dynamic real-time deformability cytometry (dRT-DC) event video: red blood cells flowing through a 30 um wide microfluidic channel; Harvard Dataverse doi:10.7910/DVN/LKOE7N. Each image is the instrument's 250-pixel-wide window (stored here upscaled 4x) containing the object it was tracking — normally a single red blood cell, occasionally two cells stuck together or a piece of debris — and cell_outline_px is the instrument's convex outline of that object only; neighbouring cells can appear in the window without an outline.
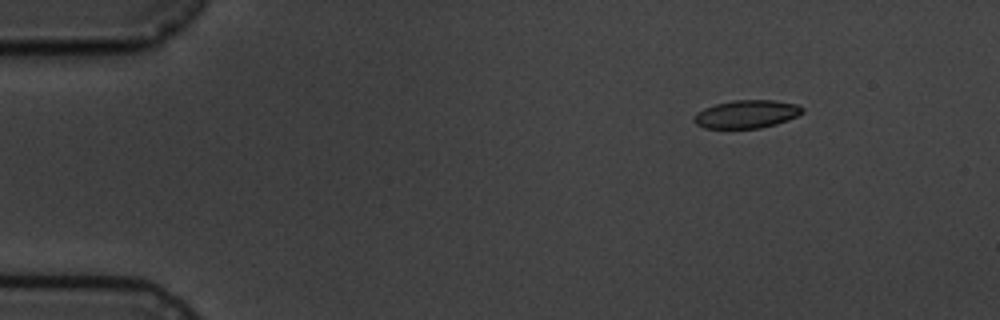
{"species": "common noctule bat (a hibernating species)", "species_latin": "Nyctalus noctula", "temperature_condition": "cold", "stored_images_in_passage": 4, "camera_frame_rate_fps": 3000, "um_per_image_px": 0.085, "animal": {"sex": "male", "body_mass_g": 19.5, "forearm_length_mm": 54.6}, "frame": {"image": 1, "passage_image": 1, "time_ms": 0.0, "image_size_px": [1000, 320], "cell_outline_px": [[804, 112], [788, 120], [776, 124], [760, 128], [704, 128], [696, 124], [692, 120], [696, 112], [704, 108], [716, 104], [732, 100], [772, 100], [796, 104], [804, 108]], "centroid_in_image_um": [63.44, 9.7], "position_along_channel_um": 21.6, "area_um2": 17.74}}
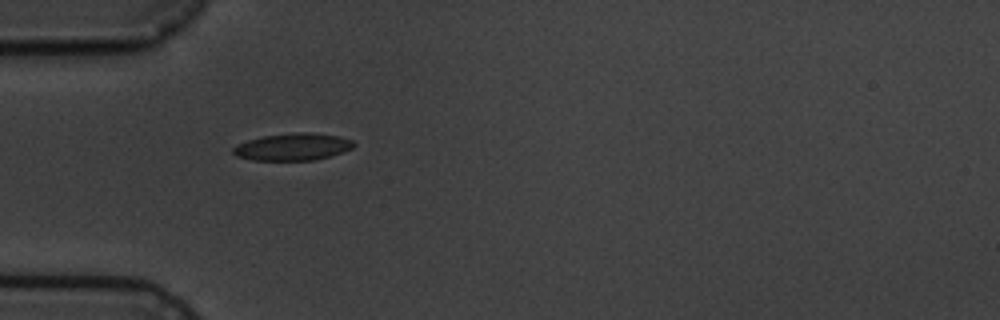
{"frame": {"image": 2, "passage_image": 3, "time_ms": 3.333, "image_size_px": [1000, 320], "cell_outline_px": [[356, 144], [352, 148], [344, 152], [312, 160], [252, 160], [236, 156], [232, 152], [232, 148], [236, 144], [248, 140], [264, 136], [300, 132], [312, 132], [340, 136], [352, 140]], "centroid_in_image_um": [24.89, 12.48], "position_along_channel_um": 60.1, "area_um2": 19.07}}
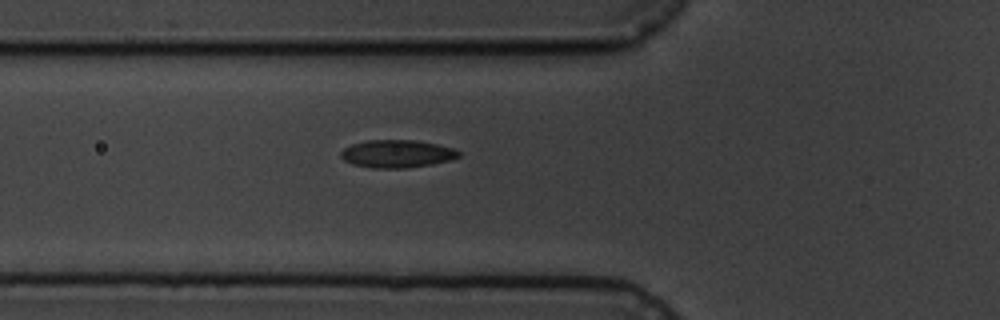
{"frame": {"image": 3, "passage_image": 4, "time_ms": 4.333, "image_size_px": [1000, 320], "cell_outline_px": [[460, 156], [448, 160], [432, 164], [404, 168], [372, 168], [352, 164], [344, 160], [340, 156], [340, 152], [344, 148], [352, 144], [368, 140], [416, 140], [436, 144], [452, 148], [460, 152]], "centroid_in_image_um": [33.71, 13.07], "position_along_channel_um": 92.1, "area_um2": 18.96}}